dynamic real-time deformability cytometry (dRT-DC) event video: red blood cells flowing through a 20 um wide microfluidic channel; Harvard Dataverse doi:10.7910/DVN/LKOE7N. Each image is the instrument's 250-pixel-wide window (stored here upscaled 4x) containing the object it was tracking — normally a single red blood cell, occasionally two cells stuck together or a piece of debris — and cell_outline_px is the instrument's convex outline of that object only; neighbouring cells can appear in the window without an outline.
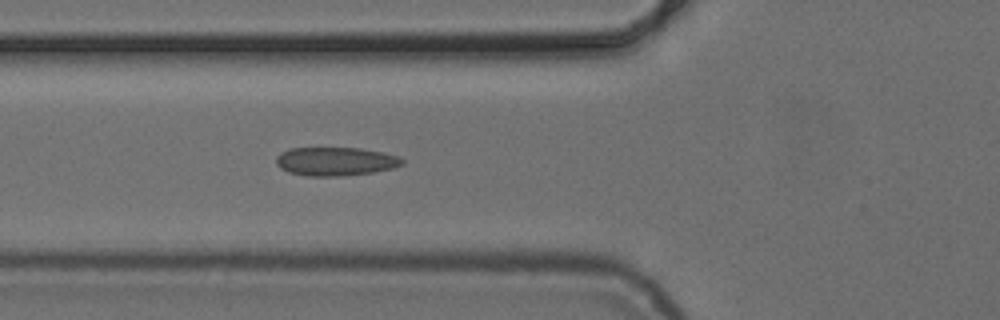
{"species": "common noctule bat (a hibernating species)", "species_latin": "Nyctalus noctula", "temperature_condition": "cold", "stored_images_in_passage": 3, "camera_frame_rate_fps": 3000, "um_per_image_px": 0.085, "animal": {"sex": "female", "body_mass_g": 24.6, "forearm_length_mm": 56.2}, "frame": {"image": 1, "passage_image": 3, "time_ms": 2.0, "image_size_px": [1000, 320], "cell_outline_px": [[404, 164], [392, 168], [372, 172], [340, 176], [308, 176], [288, 172], [280, 168], [276, 164], [276, 156], [280, 152], [292, 148], [360, 148], [384, 152], [400, 156], [404, 160]], "centroid_in_image_um": [28.52, 13.71], "position_along_channel_um": 97.3, "area_um2": 21.1}}